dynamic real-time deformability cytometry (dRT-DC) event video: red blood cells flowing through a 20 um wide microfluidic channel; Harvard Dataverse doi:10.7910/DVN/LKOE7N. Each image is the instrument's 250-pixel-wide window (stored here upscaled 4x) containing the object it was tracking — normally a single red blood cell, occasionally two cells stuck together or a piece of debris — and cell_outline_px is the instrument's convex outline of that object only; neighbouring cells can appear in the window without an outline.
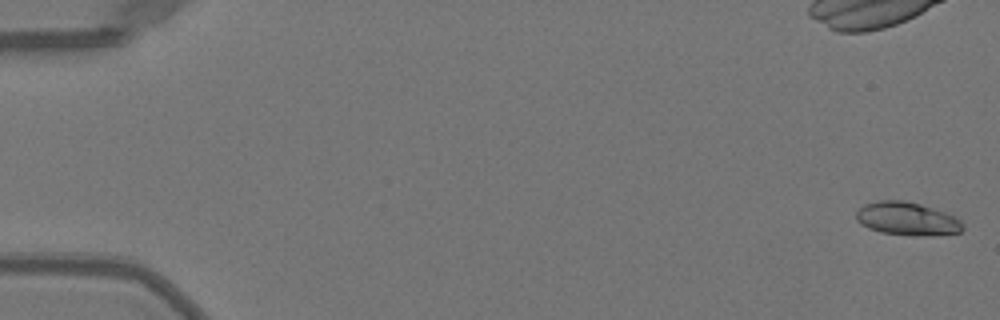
{"species": "Egyptian fruit bat (a non-hibernating species)", "species_latin": "Rousettus aegyptiacus", "temperature_condition": "warm", "stored_images_in_passage": 19, "camera_frame_rate_fps": 3000, "um_per_image_px": 0.085, "animal": {"sex": "female"}, "frame": {"image": 1, "passage_image": 1, "time_ms": 0.0, "image_size_px": [1000, 320], "cell_outline_px": [[964, 228], [960, 232], [932, 236], [916, 236], [880, 232], [868, 228], [860, 224], [856, 220], [856, 212], [864, 204], [880, 200], [904, 200], [920, 204], [956, 216], [964, 224]], "centroid_in_image_um": [77.11, 18.6], "position_along_channel_um": 7.9, "area_um2": 20.81}}